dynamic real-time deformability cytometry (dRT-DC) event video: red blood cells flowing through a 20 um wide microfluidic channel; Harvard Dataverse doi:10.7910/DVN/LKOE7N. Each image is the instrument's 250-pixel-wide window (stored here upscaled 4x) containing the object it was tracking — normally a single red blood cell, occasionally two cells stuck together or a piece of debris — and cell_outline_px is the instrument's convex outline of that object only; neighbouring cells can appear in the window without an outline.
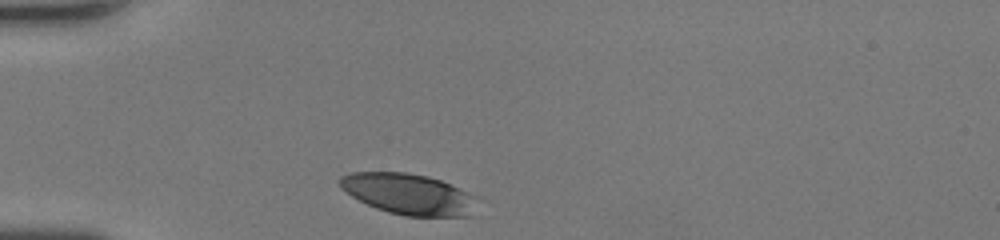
{"species": "human", "species_latin": "Homo sapiens", "temperature_condition": "room temperature", "stored_images_in_passage": 26, "camera_frame_rate_fps": 3000, "um_per_image_px": 0.085, "donor": {"sex": "female"}, "frame": {"image": 1, "passage_image": 1, "time_ms": 0.0, "image_size_px": [1000, 240], "cell_outline_px": [[476, 196], [472, 216], [404, 216], [388, 212], [376, 208], [352, 196], [340, 188], [336, 180], [340, 176], [348, 172], [404, 172], [428, 176], [440, 180]], "centroid_in_image_um": [34.67, 16.48], "position_along_channel_um": 50.3, "area_um2": 32.71}}
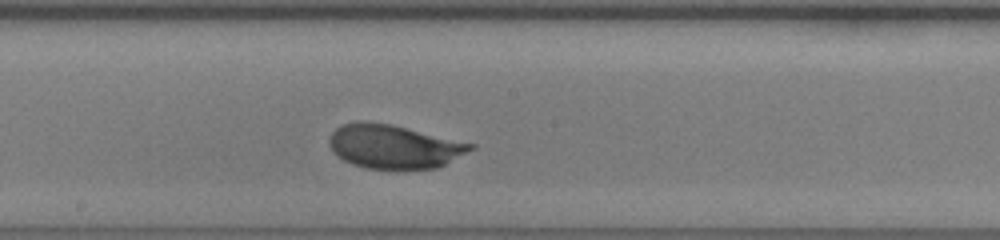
{"frame": {"image": 2, "passage_image": 14, "time_ms": 4.333, "image_size_px": [1000, 240], "cell_outline_px": [[476, 148], [436, 168], [364, 168], [352, 164], [336, 156], [332, 152], [328, 144], [328, 140], [332, 132], [340, 124], [356, 120], [368, 120], [392, 124], [476, 144]], "centroid_in_image_um": [33.43, 12.42], "position_along_channel_um": 214.8, "area_um2": 36.36}}
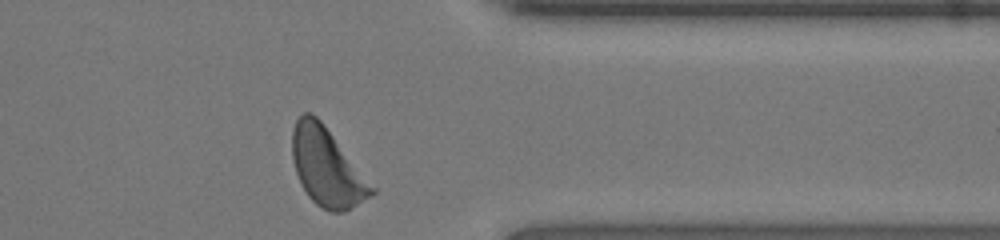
{"frame": {"image": 3, "passage_image": 26, "time_ms": 8.333, "image_size_px": [1000, 240], "cell_outline_px": [[376, 192], [372, 196], [344, 212], [328, 212], [316, 204], [308, 196], [296, 172], [292, 160], [292, 128], [296, 120], [304, 112], [312, 112], [320, 120], [376, 188]], "centroid_in_image_um": [27.79, 14.22], "position_along_channel_um": 383.6, "area_um2": 35.95}, "authors_computed_cell_mechanics": {"area_um2": 35.8071, "velocity_mm_per_s": 4.3704, "shape_relaxation_time_tau1_ms": 2.1351, "shape_relaxation_time_tau2_ms": null, "deformation_change_tau1": 0.1193, "deformation_change_tau2": null}}